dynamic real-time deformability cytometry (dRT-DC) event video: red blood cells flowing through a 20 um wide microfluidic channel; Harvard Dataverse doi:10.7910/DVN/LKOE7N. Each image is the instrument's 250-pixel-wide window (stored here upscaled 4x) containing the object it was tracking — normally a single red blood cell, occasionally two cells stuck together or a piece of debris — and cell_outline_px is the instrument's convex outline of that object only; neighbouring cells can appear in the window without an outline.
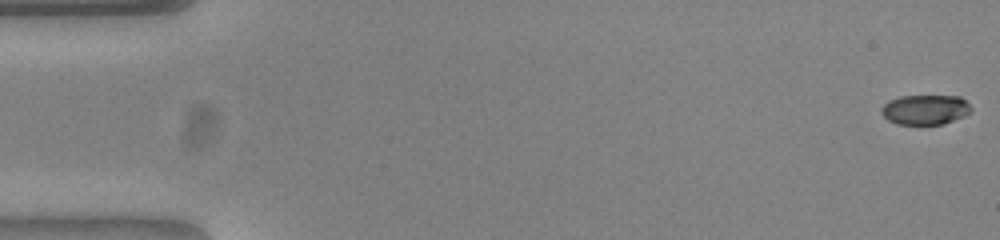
{"species": "common noctule bat (a hibernating species)", "species_latin": "Nyctalus noctula", "temperature_condition": "warm", "stored_images_in_passage": 53, "camera_frame_rate_fps": 3000, "um_per_image_px": 0.085, "animal": {"sex": "female", "body_mass_g": 23.0, "forearm_length_mm": 53.4}, "frame": {"image": 1, "passage_image": 1, "time_ms": 0.0, "image_size_px": [1000, 240], "cell_outline_px": [[972, 112], [964, 116], [944, 124], [896, 124], [888, 120], [880, 112], [880, 108], [888, 100], [900, 96], [960, 96], [972, 108]], "centroid_in_image_um": [78.63, 9.32], "position_along_channel_um": 6.4, "area_um2": 15.72}}
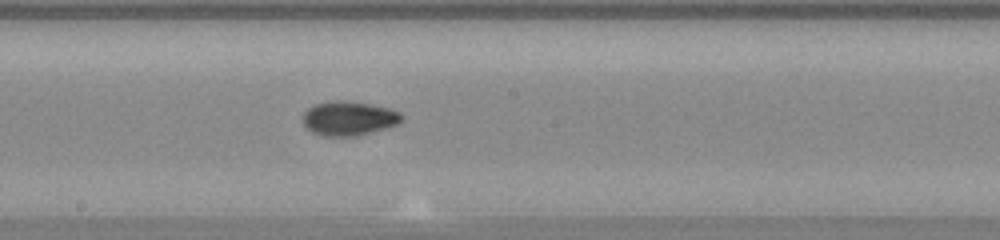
{"frame": {"image": 2, "passage_image": 29, "time_ms": 9.333, "image_size_px": [1000, 240], "cell_outline_px": [[400, 120], [396, 124], [388, 128], [356, 136], [324, 136], [312, 132], [304, 124], [304, 112], [308, 108], [316, 104], [332, 100], [340, 100], [368, 104], [388, 108], [400, 112]], "centroid_in_image_um": [29.63, 10.07], "position_along_channel_um": 218.6, "area_um2": 19.42}}
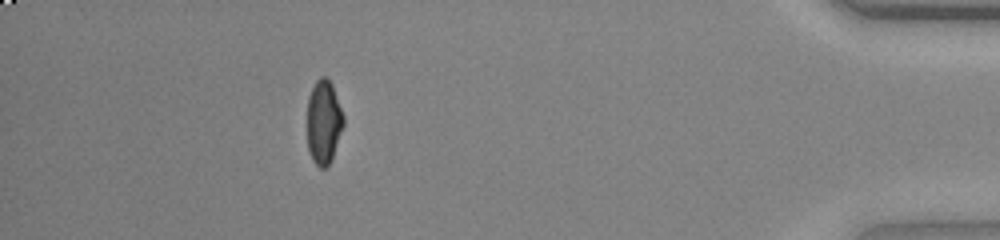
{"frame": {"image": 3, "passage_image": 48, "time_ms": 15.667, "image_size_px": [1000, 240], "cell_outline_px": [[344, 124], [332, 160], [328, 168], [320, 168], [312, 160], [308, 152], [308, 96], [316, 80], [320, 76], [324, 76], [332, 84], [344, 116]], "centroid_in_image_um": [27.52, 10.41], "position_along_channel_um": 407.7, "area_um2": 17.92}, "authors_computed_cell_mechanics": {"area_um2": 17.9758, "velocity_mm_per_s": 3.8831, "shape_relaxation_time_tau1_ms": 6.704, "shape_relaxation_time_tau2_ms": 1.9222, "deformation_change_tau1": 0.2241, "deformation_change_tau2": 0.0518}}